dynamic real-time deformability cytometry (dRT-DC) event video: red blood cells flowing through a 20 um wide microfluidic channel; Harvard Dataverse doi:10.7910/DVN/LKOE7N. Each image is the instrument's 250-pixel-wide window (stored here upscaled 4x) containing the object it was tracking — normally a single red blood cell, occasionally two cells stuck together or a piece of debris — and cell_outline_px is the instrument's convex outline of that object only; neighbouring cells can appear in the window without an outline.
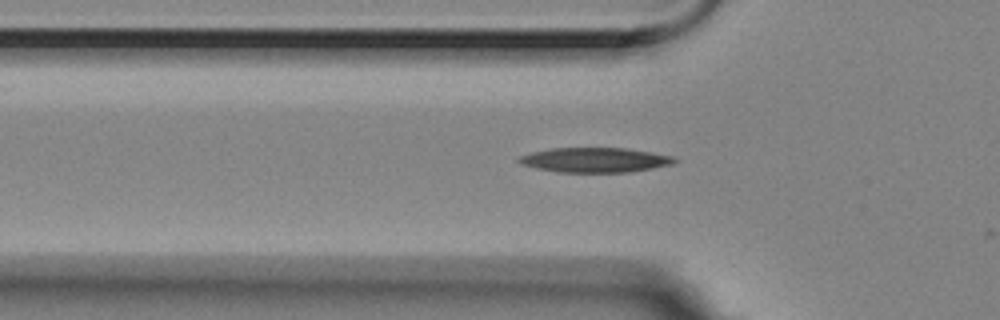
{"species": "Egyptian fruit bat (a non-hibernating species)", "species_latin": "Rousettus aegyptiacus", "temperature_condition": "room temperature", "stored_images_in_passage": 7, "segment_of_instrument_passage": [2, 2], "camera_frame_rate_fps": 3000, "um_per_image_px": 0.085, "animal": {"sex": "female"}, "frame": {"image": 1, "passage_image": 7, "time_ms": 2.0, "image_size_px": [1000, 320], "cell_outline_px": [[680, 160], [676, 164], [632, 172], [560, 172], [536, 168], [520, 164], [516, 160], [520, 156], [532, 152], [552, 148], [628, 148], [652, 152], [672, 156]], "centroid_in_image_um": [50.63, 13.6], "position_along_channel_um": 75.2, "area_um2": 22.66}}